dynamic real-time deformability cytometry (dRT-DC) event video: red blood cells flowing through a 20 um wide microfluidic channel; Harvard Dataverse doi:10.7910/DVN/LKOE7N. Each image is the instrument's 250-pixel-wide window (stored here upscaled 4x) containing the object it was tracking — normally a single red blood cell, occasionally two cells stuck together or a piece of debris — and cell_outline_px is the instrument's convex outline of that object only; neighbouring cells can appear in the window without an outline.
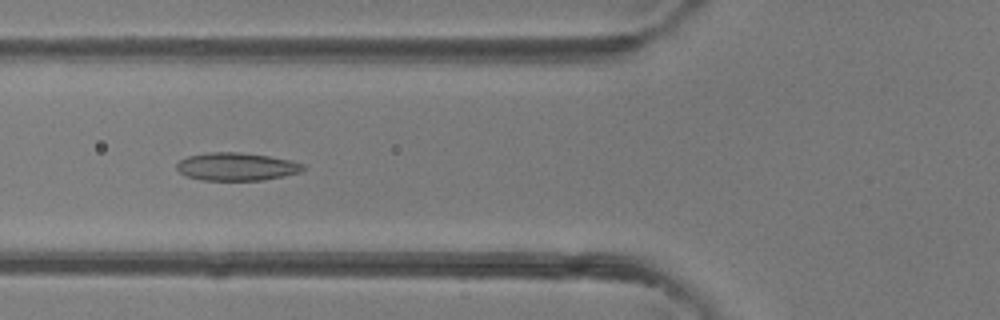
{"species": "common noctule bat (a hibernating species)", "species_latin": "Nyctalus noctula", "temperature_condition": "room temperature", "stored_images_in_passage": 4, "camera_frame_rate_fps": 3000, "um_per_image_px": 0.085, "animal": {"sex": "female"}, "frame": {"image": 1, "passage_image": 4, "time_ms": 4.333, "image_size_px": [1000, 320], "cell_outline_px": [[304, 168], [300, 172], [284, 176], [264, 180], [204, 180], [188, 176], [180, 172], [176, 168], [176, 164], [180, 160], [188, 156], [208, 152], [240, 152], [268, 156], [292, 160], [304, 164]], "centroid_in_image_um": [20.12, 14.16], "position_along_channel_um": 105.7, "area_um2": 20.52}}